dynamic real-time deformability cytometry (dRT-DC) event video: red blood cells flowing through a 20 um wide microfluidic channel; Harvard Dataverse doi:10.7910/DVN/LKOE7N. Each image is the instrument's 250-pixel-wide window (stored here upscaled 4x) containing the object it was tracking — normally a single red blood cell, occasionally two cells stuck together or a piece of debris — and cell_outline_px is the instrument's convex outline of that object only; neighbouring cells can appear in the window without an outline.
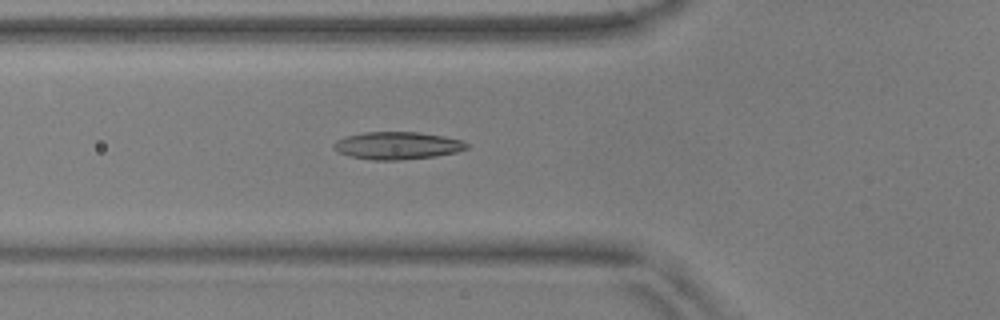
{"species": "common noctule bat (a hibernating species)", "species_latin": "Nyctalus noctula", "temperature_condition": "warm", "stored_images_in_passage": 52, "camera_frame_rate_fps": 3000, "um_per_image_px": 0.085, "animal": {"sex": "male", "body_mass_g": 17.9, "forearm_length_mm": 54.2}, "frame": {"image": 1, "passage_image": 20, "time_ms": 6.333, "image_size_px": [1000, 320], "cell_outline_px": [[468, 148], [456, 152], [436, 156], [400, 160], [372, 160], [348, 156], [332, 148], [332, 144], [336, 140], [344, 136], [364, 132], [420, 132], [444, 136], [460, 140], [468, 144]], "centroid_in_image_um": [33.73, 12.37], "position_along_channel_um": 92.1, "area_um2": 21.44}}
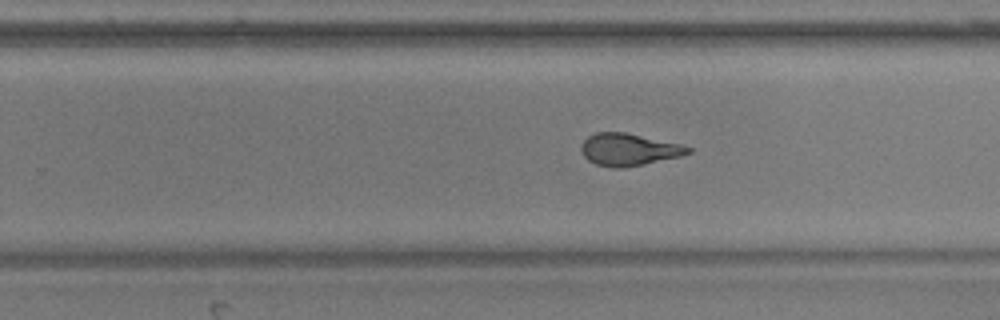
{"frame": {"image": 2, "passage_image": 35, "time_ms": 11.333, "image_size_px": [1000, 320], "cell_outline_px": [[692, 152], [680, 156], [620, 168], [612, 168], [596, 164], [588, 160], [584, 156], [580, 148], [580, 144], [588, 136], [596, 132], [624, 132], [680, 144], [692, 148]], "centroid_in_image_um": [53.4, 12.7], "position_along_channel_um": 276.4, "area_um2": 19.77}}
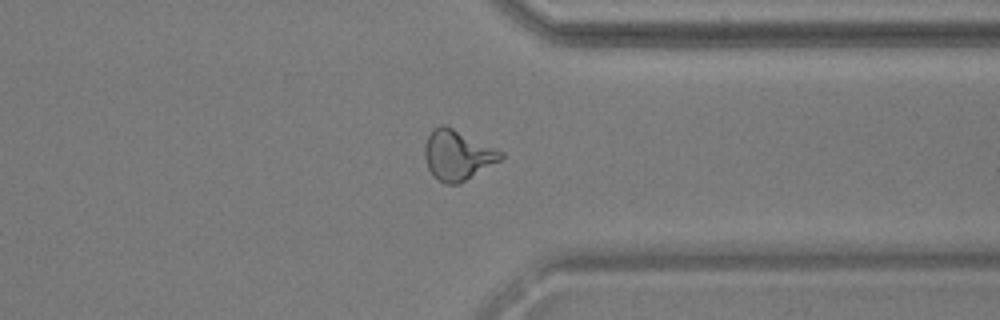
{"frame": {"image": 3, "passage_image": 43, "time_ms": 14.0, "image_size_px": [1000, 320], "cell_outline_px": [[504, 156], [500, 160], [460, 184], [444, 184], [428, 168], [424, 156], [424, 144], [432, 128], [440, 124], [444, 124], [504, 152]], "centroid_in_image_um": [38.87, 13.17], "position_along_channel_um": 372.5, "area_um2": 22.02}}